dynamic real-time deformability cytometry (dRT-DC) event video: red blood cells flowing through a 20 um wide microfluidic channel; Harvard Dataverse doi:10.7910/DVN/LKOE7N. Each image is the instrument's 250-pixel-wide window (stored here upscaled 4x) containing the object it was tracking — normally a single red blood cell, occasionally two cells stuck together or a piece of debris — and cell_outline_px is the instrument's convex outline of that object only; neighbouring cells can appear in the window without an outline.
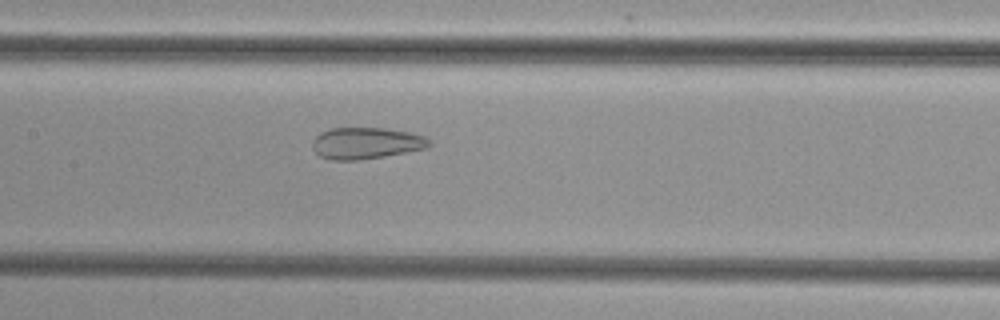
{"species": "common noctule bat (a hibernating species)", "species_latin": "Nyctalus noctula", "temperature_condition": "cold", "stored_images_in_passage": 46, "camera_frame_rate_fps": 3000, "um_per_image_px": 0.085, "animal": {"sex": "female", "body_mass_g": 29.2, "forearm_length_mm": 56.3}, "frame": {"image": 1, "passage_image": 19, "time_ms": 6.0, "image_size_px": [1000, 320], "cell_outline_px": [[432, 144], [428, 148], [384, 156], [360, 160], [328, 160], [320, 156], [312, 148], [312, 140], [320, 132], [332, 128], [384, 128], [412, 132], [424, 136], [432, 140]], "centroid_in_image_um": [31.14, 12.17], "position_along_channel_um": 176.3, "area_um2": 21.73}}
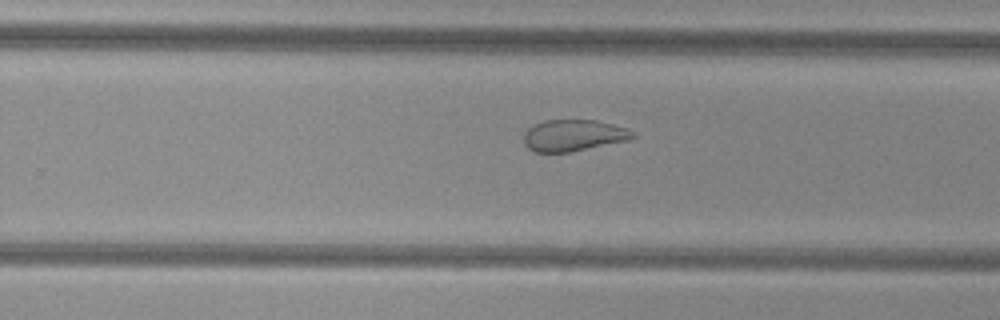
{"frame": {"image": 2, "passage_image": 27, "time_ms": 8.667, "image_size_px": [1000, 320], "cell_outline_px": [[636, 136], [628, 140], [572, 152], [536, 152], [528, 148], [524, 144], [524, 132], [532, 124], [544, 120], [596, 120], [628, 128], [636, 132]], "centroid_in_image_um": [48.75, 11.5], "position_along_channel_um": 281.1, "area_um2": 20.23}}
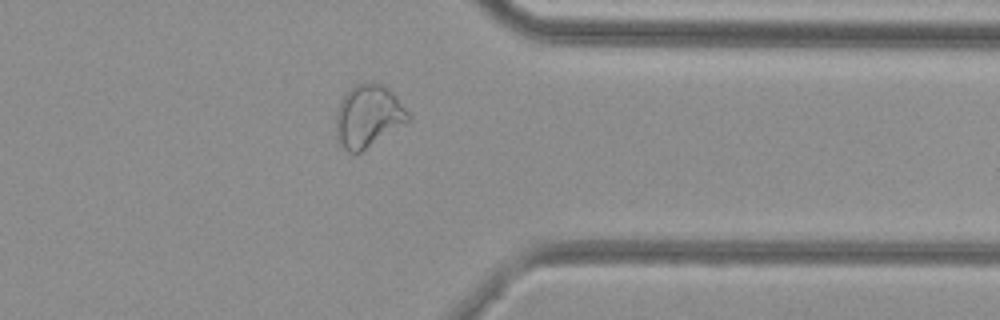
{"frame": {"image": 3, "passage_image": 35, "time_ms": 11.333, "image_size_px": [1000, 320], "cell_outline_px": [[412, 116], [408, 120], [360, 152], [348, 152], [336, 140], [336, 112], [344, 96], [356, 84], [368, 80], [372, 80], [384, 84], [396, 96]], "centroid_in_image_um": [31.28, 9.82], "position_along_channel_um": 380.1, "area_um2": 26.01}}